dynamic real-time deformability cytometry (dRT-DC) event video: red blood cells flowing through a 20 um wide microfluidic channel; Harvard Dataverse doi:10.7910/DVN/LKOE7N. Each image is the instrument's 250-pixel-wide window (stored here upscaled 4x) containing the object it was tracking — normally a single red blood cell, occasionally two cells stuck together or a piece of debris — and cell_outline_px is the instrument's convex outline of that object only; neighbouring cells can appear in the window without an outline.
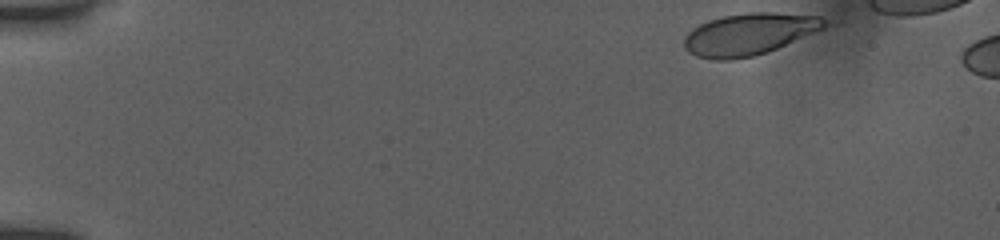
{"species": "human", "species_latin": "Homo sapiens", "temperature_condition": "room temperature", "stored_images_in_passage": 6, "camera_frame_rate_fps": 3000, "um_per_image_px": 0.085, "donor": {"sex": "female"}, "frame": {"image": 1, "passage_image": 1, "time_ms": 0.0, "image_size_px": [1000, 240], "cell_outline_px": [[832, 24], [824, 28], [768, 52], [752, 56], [732, 60], [716, 60], [696, 56], [688, 52], [684, 48], [684, 36], [692, 28], [708, 20], [724, 16], [748, 12], [772, 12], [820, 16], [828, 20]], "centroid_in_image_um": [63.68, 2.9], "position_along_channel_um": 21.3, "area_um2": 34.45}}